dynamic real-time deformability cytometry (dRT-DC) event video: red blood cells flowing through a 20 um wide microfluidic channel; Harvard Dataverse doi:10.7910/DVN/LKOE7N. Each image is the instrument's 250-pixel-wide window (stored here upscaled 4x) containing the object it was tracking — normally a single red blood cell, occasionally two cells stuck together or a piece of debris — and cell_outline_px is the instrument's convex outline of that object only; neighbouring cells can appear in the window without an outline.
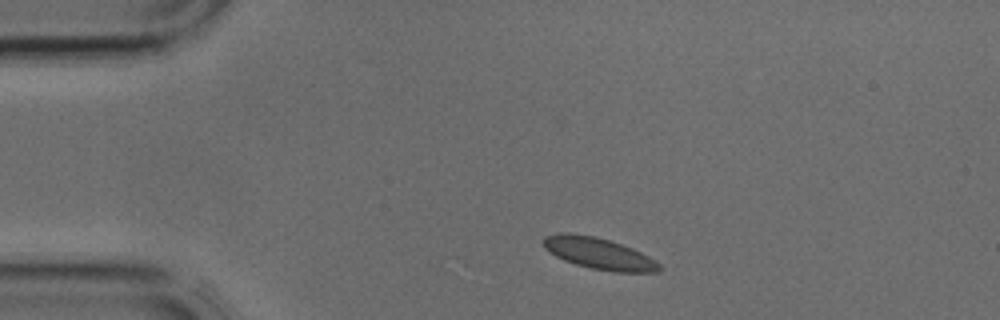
{"species": "common noctule bat (a hibernating species)", "species_latin": "Nyctalus noctula", "temperature_condition": "cold", "stored_images_in_passage": 2, "camera_frame_rate_fps": 3000, "um_per_image_px": 0.085, "animal": {"sex": "male", "body_mass_g": 17.9, "forearm_length_mm": 54.2}, "frame": {"image": 1, "passage_image": 1, "time_ms": 0.0, "image_size_px": [1000, 320], "cell_outline_px": [[664, 268], [660, 272], [612, 272], [592, 268], [576, 264], [564, 260], [548, 252], [544, 248], [544, 236], [560, 232], [568, 232], [596, 236], [632, 248], [656, 260]], "centroid_in_image_um": [50.91, 21.54], "position_along_channel_um": 34.1, "area_um2": 21.39}}